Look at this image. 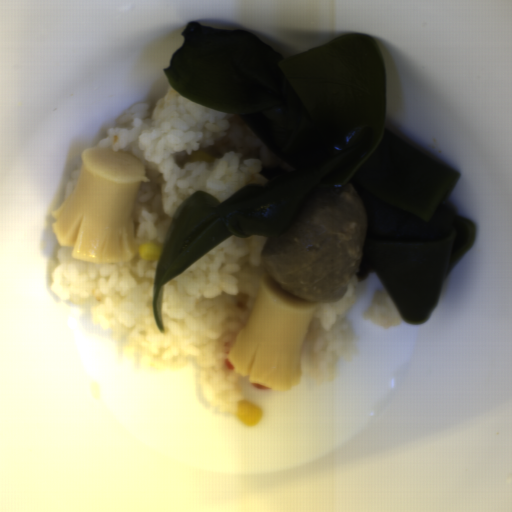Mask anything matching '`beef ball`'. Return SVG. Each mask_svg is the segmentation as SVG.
<instances>
[{
  "instance_id": "c3f7d807",
  "label": "beef ball",
  "mask_w": 512,
  "mask_h": 512,
  "mask_svg": "<svg viewBox=\"0 0 512 512\" xmlns=\"http://www.w3.org/2000/svg\"><path fill=\"white\" fill-rule=\"evenodd\" d=\"M367 228L360 192L346 185L330 188L269 235L260 252L262 267L286 292L330 304L348 290Z\"/></svg>"
}]
</instances>
